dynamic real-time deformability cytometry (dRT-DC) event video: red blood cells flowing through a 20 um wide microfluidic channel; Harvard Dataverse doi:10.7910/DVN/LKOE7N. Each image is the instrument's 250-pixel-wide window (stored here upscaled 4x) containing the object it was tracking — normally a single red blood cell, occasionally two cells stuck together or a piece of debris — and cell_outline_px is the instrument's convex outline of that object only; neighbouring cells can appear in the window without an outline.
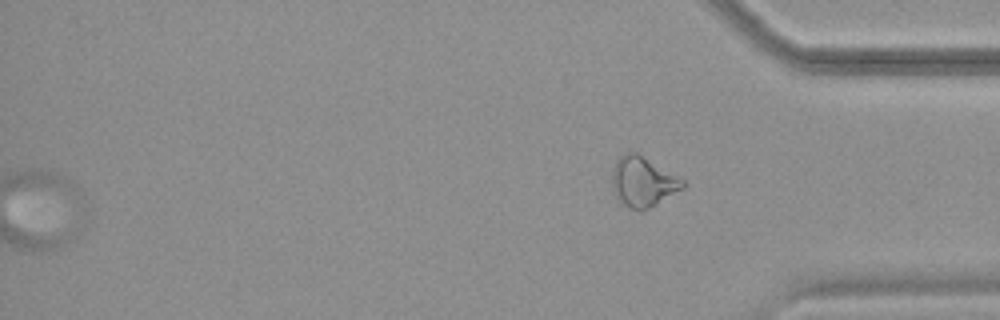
{"species": "common noctule bat (a hibernating species)", "species_latin": "Nyctalus noctula", "temperature_condition": "warm", "stored_images_in_passage": 40, "camera_frame_rate_fps": 3000, "um_per_image_px": 0.085, "animal": {"sex": "female", "body_mass_g": 18.4}, "frame": {"image": 1, "passage_image": 40, "time_ms": 13.0, "image_size_px": [1000, 320], "cell_outline_px": [[684, 188], [648, 208], [628, 208], [620, 200], [612, 188], [612, 168], [616, 160], [620, 156], [628, 152], [636, 152], [684, 180]], "centroid_in_image_um": [54.62, 15.42], "position_along_channel_um": 380.6, "area_um2": 20.0}}